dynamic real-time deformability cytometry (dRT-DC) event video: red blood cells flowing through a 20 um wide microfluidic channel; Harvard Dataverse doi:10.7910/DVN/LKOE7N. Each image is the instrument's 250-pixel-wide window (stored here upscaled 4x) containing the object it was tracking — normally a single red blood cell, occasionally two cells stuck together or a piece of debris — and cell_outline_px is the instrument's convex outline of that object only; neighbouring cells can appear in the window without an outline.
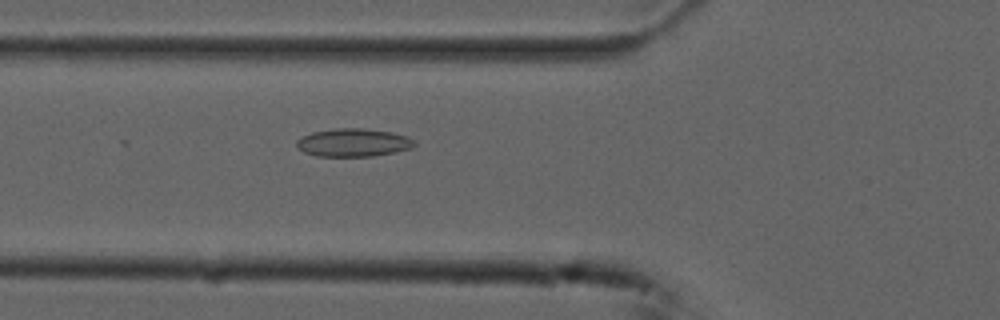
{"species": "common noctule bat (a hibernating species)", "species_latin": "Nyctalus noctula", "temperature_condition": "cold", "stored_images_in_passage": 46, "camera_frame_rate_fps": 3000, "um_per_image_px": 0.085, "animal": {"sex": "male", "forearm_length_mm": 52.5}, "frame": {"image": 1, "passage_image": 11, "time_ms": 3.333, "image_size_px": [1000, 320], "cell_outline_px": [[416, 144], [412, 148], [396, 152], [372, 156], [316, 156], [304, 152], [296, 148], [296, 140], [312, 132], [336, 128], [364, 128], [392, 132], [408, 136], [416, 140]], "centroid_in_image_um": [30.06, 12.12], "position_along_channel_um": 95.7, "area_um2": 19.48}}
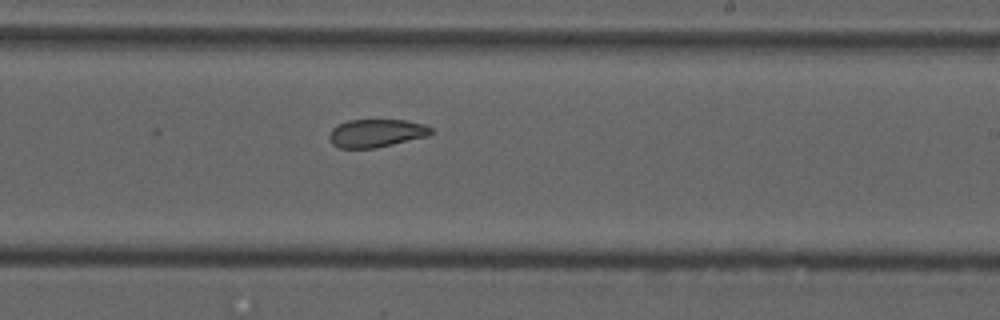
{"frame": {"image": 2, "passage_image": 24, "time_ms": 7.667, "image_size_px": [1000, 320], "cell_outline_px": [[436, 132], [428, 136], [376, 148], [340, 148], [332, 144], [328, 136], [332, 128], [348, 120], [404, 120], [424, 124], [432, 128]], "centroid_in_image_um": [32.01, 11.32], "position_along_channel_um": 257.0, "area_um2": 16.7}}
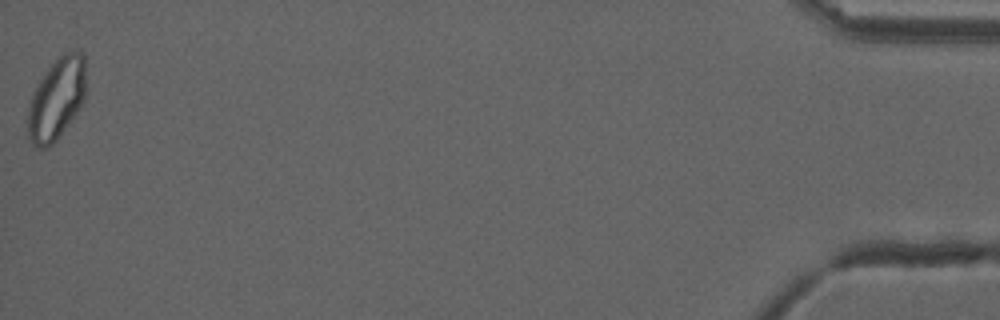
{"frame": {"image": 3, "passage_image": 46, "time_ms": 15.0, "image_size_px": [1000, 320], "cell_outline_px": [[84, 100], [76, 112], [56, 140], [52, 144], [44, 148], [36, 148], [32, 144], [28, 136], [28, 108], [32, 92], [48, 68], [60, 56], [76, 48], [84, 56]], "centroid_in_image_um": [4.78, 8.41], "position_along_channel_um": 430.4, "area_um2": 27.17}, "authors_computed_cell_mechanics": {"area_um2": 19.3052, "velocity_mm_per_s": 3.7245, "shape_relaxation_time_tau1_ms": null, "shape_relaxation_time_tau2_ms": 3.1041, "deformation_change_tau1": null, "deformation_change_tau2": 0.075}}